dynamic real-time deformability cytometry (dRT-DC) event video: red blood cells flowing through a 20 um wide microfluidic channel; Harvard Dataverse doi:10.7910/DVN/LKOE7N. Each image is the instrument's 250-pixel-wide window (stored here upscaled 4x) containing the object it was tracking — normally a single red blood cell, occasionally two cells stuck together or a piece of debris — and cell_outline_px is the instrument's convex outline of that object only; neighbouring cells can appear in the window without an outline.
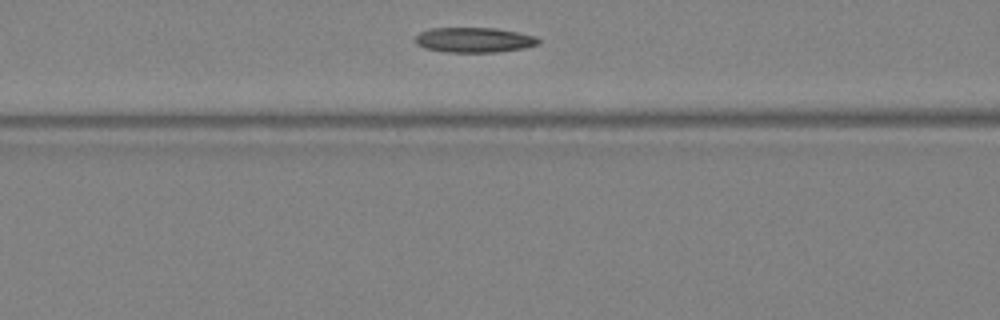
{"species": "Egyptian fruit bat (a non-hibernating species)", "species_latin": "Rousettus aegyptiacus", "temperature_condition": "warm", "stored_images_in_passage": 41, "camera_frame_rate_fps": 3000, "um_per_image_px": 0.085, "animal": {"sex": "female"}, "frame": {"image": 1, "passage_image": 18, "time_ms": 5.667, "image_size_px": [1000, 320], "cell_outline_px": [[540, 44], [524, 48], [496, 52], [444, 52], [424, 48], [416, 44], [416, 36], [420, 32], [432, 28], [496, 28], [520, 32], [536, 36], [540, 40]], "centroid_in_image_um": [40.33, 3.39], "position_along_channel_um": 126.3, "area_um2": 18.09}}
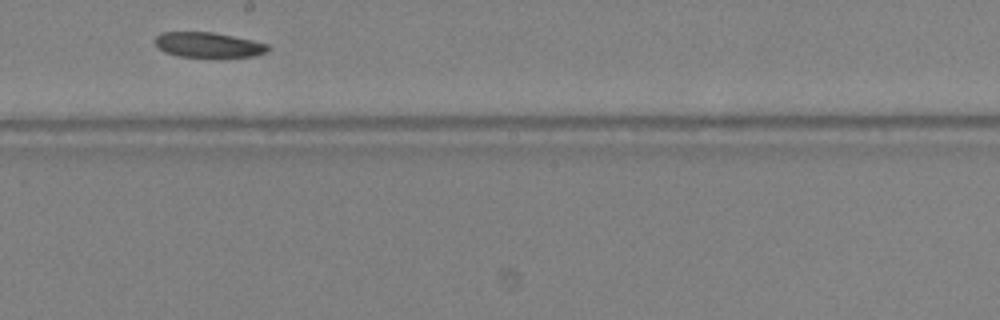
{"frame": {"image": 2, "passage_image": 24, "time_ms": 7.667, "image_size_px": [1000, 320], "cell_outline_px": [[268, 52], [256, 56], [216, 60], [180, 56], [164, 52], [152, 40], [160, 32], [212, 32], [252, 40], [268, 44]], "centroid_in_image_um": [17.73, 3.87], "position_along_channel_um": 230.5, "area_um2": 17.4}}
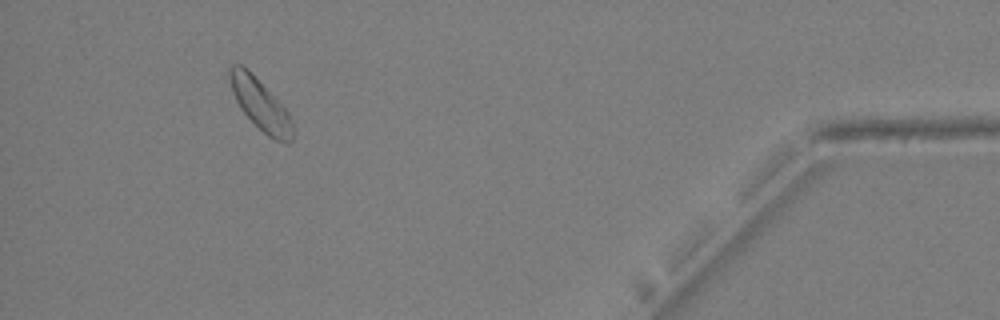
{"frame": {"image": 3, "passage_image": 38, "time_ms": 12.333, "image_size_px": [1000, 320], "cell_outline_px": [[292, 140], [288, 144], [276, 140], [268, 136], [240, 108], [232, 92], [228, 80], [228, 68], [232, 64], [240, 64], [252, 72], [288, 112], [292, 120]], "centroid_in_image_um": [22.1, 8.84], "position_along_channel_um": 413.1, "area_um2": 18.55}}